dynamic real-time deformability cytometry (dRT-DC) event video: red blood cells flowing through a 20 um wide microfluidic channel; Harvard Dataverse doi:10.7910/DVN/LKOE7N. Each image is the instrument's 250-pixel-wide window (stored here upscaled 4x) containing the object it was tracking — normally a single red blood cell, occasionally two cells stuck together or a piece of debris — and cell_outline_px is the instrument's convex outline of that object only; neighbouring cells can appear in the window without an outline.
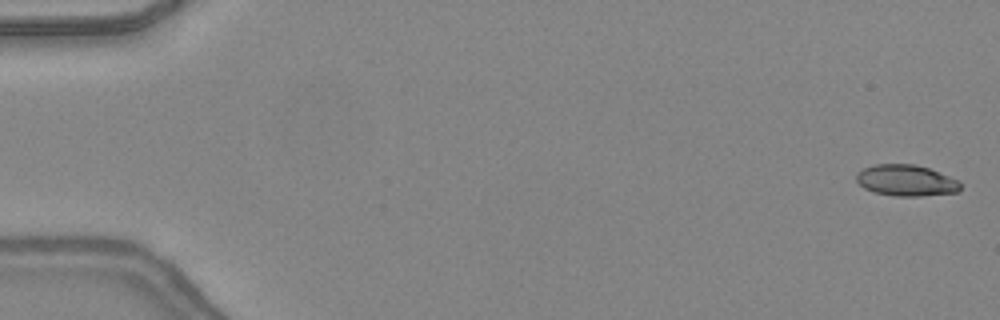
{"species": "common noctule bat (a hibernating species)", "species_latin": "Nyctalus noctula", "temperature_condition": "warm", "stored_images_in_passage": 47, "camera_frame_rate_fps": 3000, "um_per_image_px": 0.085, "animal": {"sex": "female", "body_mass_g": 24.6, "forearm_length_mm": 56.2}, "frame": {"image": 1, "passage_image": 1, "time_ms": 0.0, "image_size_px": [1000, 320], "cell_outline_px": [[960, 188], [956, 192], [920, 196], [896, 196], [876, 192], [864, 188], [856, 180], [856, 172], [872, 164], [916, 164], [928, 168], [960, 180]], "centroid_in_image_um": [77.01, 15.32], "position_along_channel_um": 8.0, "area_um2": 18.9}}
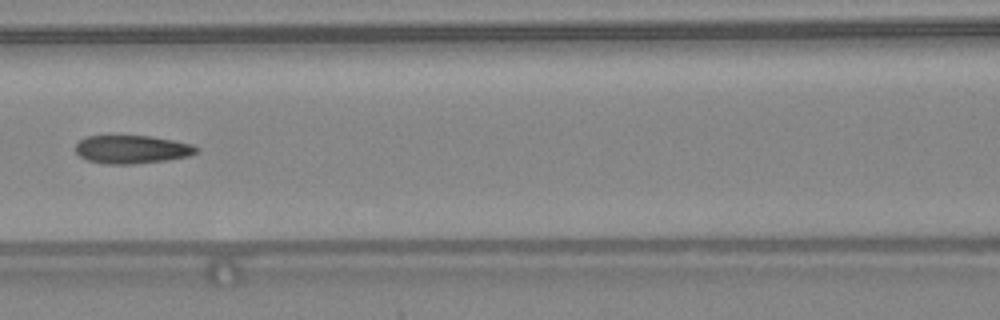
{"frame": {"image": 2, "passage_image": 22, "time_ms": 7.0, "image_size_px": [1000, 320], "cell_outline_px": [[200, 148], [196, 152], [188, 156], [168, 160], [132, 164], [108, 164], [88, 160], [80, 156], [76, 152], [76, 144], [80, 140], [88, 136], [152, 136], [192, 144]], "centroid_in_image_um": [11.23, 12.7], "position_along_channel_um": 155.4, "area_um2": 19.77}}
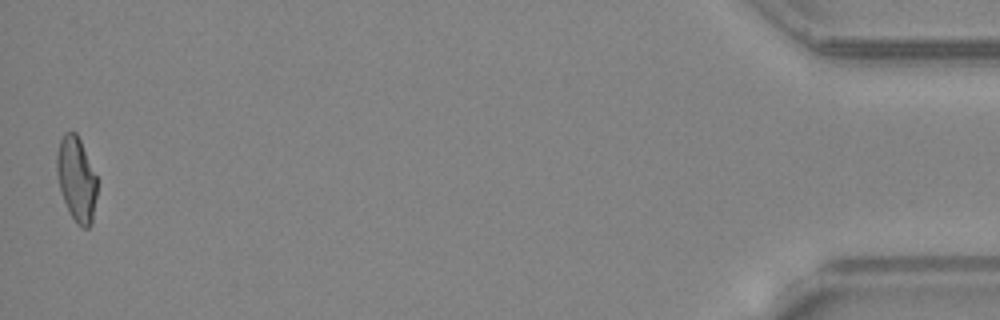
{"frame": {"image": 3, "passage_image": 47, "time_ms": 15.333, "image_size_px": [1000, 320], "cell_outline_px": [[96, 196], [92, 224], [88, 228], [84, 228], [76, 224], [64, 200], [60, 188], [56, 172], [56, 152], [60, 140], [64, 132], [76, 132], [80, 140], [96, 176]], "centroid_in_image_um": [6.49, 15.22], "position_along_channel_um": 428.7, "area_um2": 19.65}, "authors_computed_cell_mechanics": {"area_um2": 20.0566, "velocity_mm_per_s": 4.3972, "shape_relaxation_time_tau1_ms": 11.289, "shape_relaxation_time_tau2_ms": 1.5612, "deformation_change_tau1": 0.3046, "deformation_change_tau2": 0.1011}}